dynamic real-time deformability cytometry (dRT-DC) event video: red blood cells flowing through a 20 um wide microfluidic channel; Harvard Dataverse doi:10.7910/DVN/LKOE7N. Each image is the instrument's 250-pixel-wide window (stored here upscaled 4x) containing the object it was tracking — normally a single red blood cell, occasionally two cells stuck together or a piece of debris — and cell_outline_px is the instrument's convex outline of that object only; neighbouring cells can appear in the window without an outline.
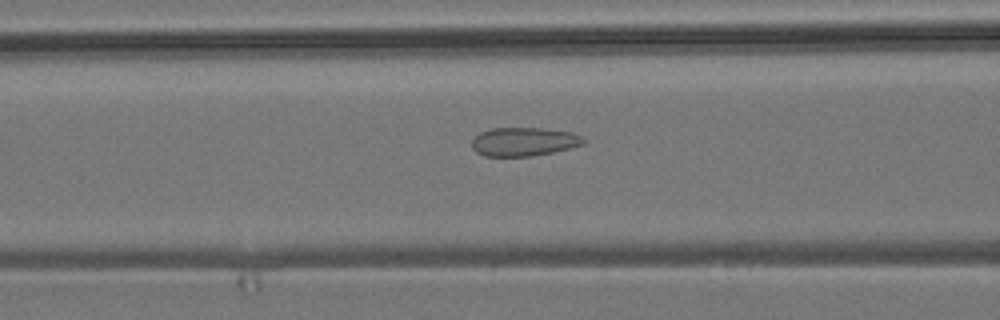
{"species": "common noctule bat (a hibernating species)", "species_latin": "Nyctalus noctula", "temperature_condition": "room temperature", "stored_images_in_passage": 40, "camera_frame_rate_fps": 3000, "um_per_image_px": 0.085, "animal": {"sex": "male", "body_mass_g": 19.2, "forearm_length_mm": 51.8}, "frame": {"image": 1, "passage_image": 8, "time_ms": 2.333, "image_size_px": [1000, 320], "cell_outline_px": [[584, 144], [552, 152], [532, 156], [484, 156], [476, 152], [472, 148], [472, 140], [480, 132], [492, 128], [540, 128], [572, 132], [584, 136]], "centroid_in_image_um": [44.52, 12.04], "position_along_channel_um": 122.1, "area_um2": 18.61}}
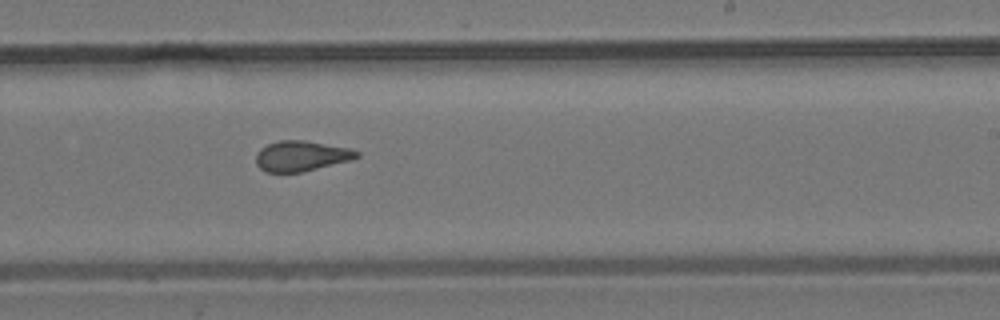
{"frame": {"image": 2, "passage_image": 19, "time_ms": 6.0, "image_size_px": [1000, 320], "cell_outline_px": [[360, 156], [352, 160], [300, 172], [264, 172], [256, 164], [256, 152], [260, 148], [268, 144], [280, 140], [304, 140], [352, 148], [360, 152]], "centroid_in_image_um": [25.62, 13.25], "position_along_channel_um": 263.4, "area_um2": 17.98}}
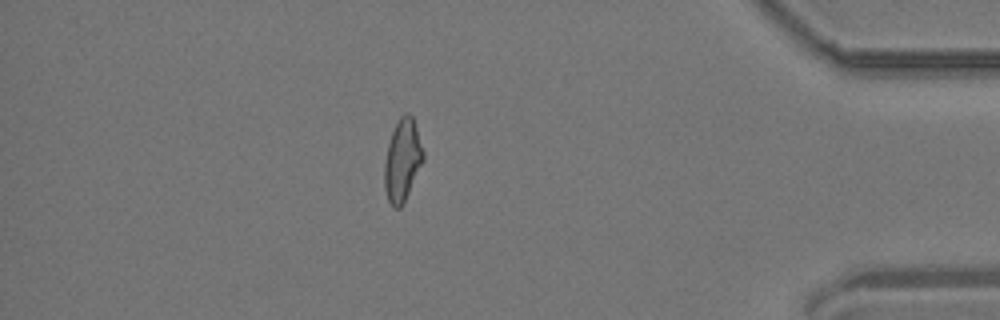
{"frame": {"image": 3, "passage_image": 33, "time_ms": 10.667, "image_size_px": [1000, 320], "cell_outline_px": [[424, 160], [404, 204], [400, 208], [392, 208], [388, 200], [384, 188], [384, 164], [388, 144], [392, 132], [400, 116], [404, 112], [408, 112], [412, 116], [424, 152]], "centroid_in_image_um": [34.2, 13.66], "position_along_channel_um": 401.0, "area_um2": 18.73}, "authors_computed_cell_mechanics": {"area_um2": 18.4093, "velocity_mm_per_s": 3.8571, "shape_relaxation_time_tau1_ms": null, "shape_relaxation_time_tau2_ms": 1.2266, "deformation_change_tau1": null, "deformation_change_tau2": 0.0693}}